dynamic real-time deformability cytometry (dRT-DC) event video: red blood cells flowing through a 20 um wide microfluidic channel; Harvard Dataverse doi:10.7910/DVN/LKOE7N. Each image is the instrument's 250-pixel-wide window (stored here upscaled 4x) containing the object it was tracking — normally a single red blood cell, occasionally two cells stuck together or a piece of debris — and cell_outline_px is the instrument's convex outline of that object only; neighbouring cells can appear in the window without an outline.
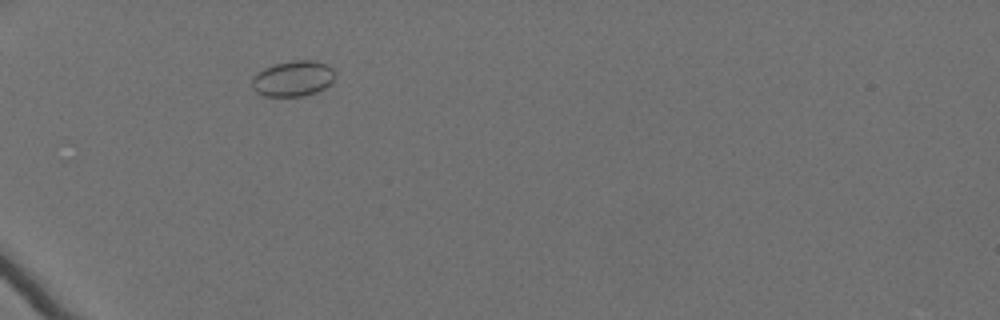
{"species": "Egyptian fruit bat (a non-hibernating species)", "species_latin": "Rousettus aegyptiacus", "temperature_condition": "cold", "stored_images_in_passage": 40, "camera_frame_rate_fps": 3000, "um_per_image_px": 0.085, "animal": {"sex": "female"}, "frame": {"image": 1, "passage_image": 1, "time_ms": 0.0, "image_size_px": [1000, 320], "cell_outline_px": [[332, 80], [324, 88], [316, 92], [304, 96], [264, 96], [256, 92], [252, 88], [252, 76], [264, 68], [276, 64], [292, 60], [316, 60], [332, 68]], "centroid_in_image_um": [24.85, 6.68], "position_along_channel_um": 60.1, "area_um2": 17.05}}
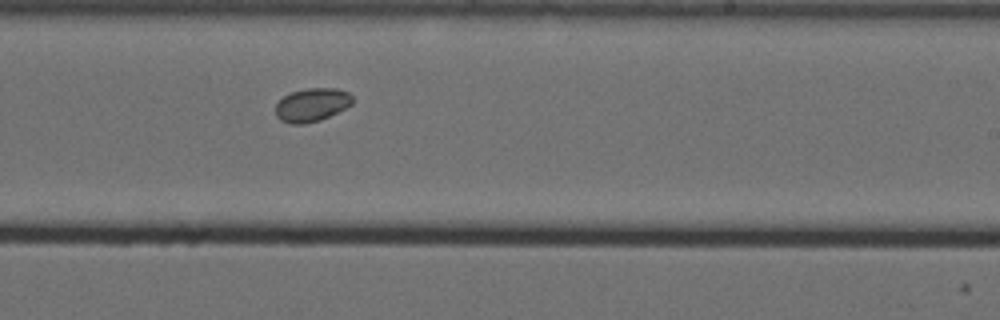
{"frame": {"image": 2, "passage_image": 20, "time_ms": 6.333, "image_size_px": [1000, 320], "cell_outline_px": [[352, 104], [320, 120], [304, 124], [292, 124], [280, 120], [276, 116], [276, 104], [284, 96], [292, 92], [304, 88], [336, 88], [348, 92], [352, 96]], "centroid_in_image_um": [26.49, 8.9], "position_along_channel_um": 262.5, "area_um2": 14.85}}
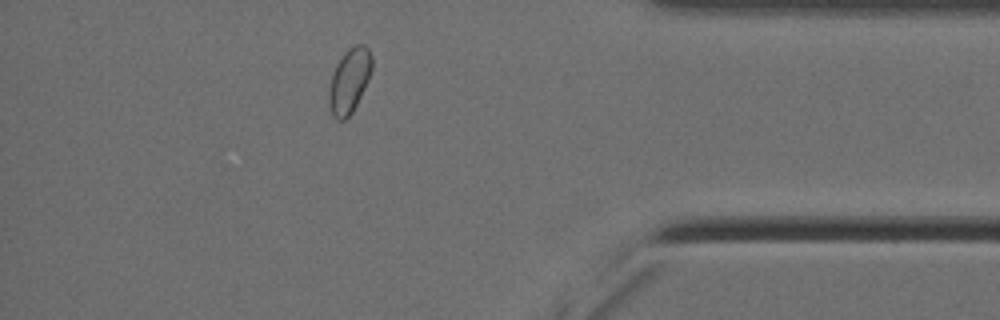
{"frame": {"image": 3, "passage_image": 34, "time_ms": 11.0, "image_size_px": [1000, 320], "cell_outline_px": [[372, 68], [368, 80], [352, 112], [344, 120], [336, 120], [332, 116], [328, 104], [328, 92], [332, 76], [336, 64], [344, 52], [348, 48], [356, 44], [364, 44], [368, 48], [372, 56]], "centroid_in_image_um": [29.68, 6.85], "position_along_channel_um": 405.5, "area_um2": 16.18}}